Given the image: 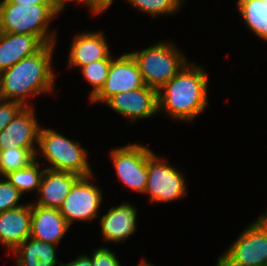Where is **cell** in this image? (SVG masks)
<instances>
[{"mask_svg":"<svg viewBox=\"0 0 267 266\" xmlns=\"http://www.w3.org/2000/svg\"><path fill=\"white\" fill-rule=\"evenodd\" d=\"M55 44H45L35 54L25 57L0 72V99L16 101L24 107L31 96L54 93L55 74L52 56ZM30 96V97H29Z\"/></svg>","mask_w":267,"mask_h":266,"instance_id":"cell-1","label":"cell"},{"mask_svg":"<svg viewBox=\"0 0 267 266\" xmlns=\"http://www.w3.org/2000/svg\"><path fill=\"white\" fill-rule=\"evenodd\" d=\"M208 106V74L194 62L184 67L158 90V112L174 120L190 121Z\"/></svg>","mask_w":267,"mask_h":266,"instance_id":"cell-2","label":"cell"},{"mask_svg":"<svg viewBox=\"0 0 267 266\" xmlns=\"http://www.w3.org/2000/svg\"><path fill=\"white\" fill-rule=\"evenodd\" d=\"M80 144L54 129L43 127L39 132V148L35 158L39 153L42 154L41 156L49 163V167L45 168L48 170L72 172L81 177L93 175L88 163V151Z\"/></svg>","mask_w":267,"mask_h":266,"instance_id":"cell-3","label":"cell"},{"mask_svg":"<svg viewBox=\"0 0 267 266\" xmlns=\"http://www.w3.org/2000/svg\"><path fill=\"white\" fill-rule=\"evenodd\" d=\"M180 51L173 42L161 40L130 54L138 65L144 84L158 91L188 63Z\"/></svg>","mask_w":267,"mask_h":266,"instance_id":"cell-4","label":"cell"},{"mask_svg":"<svg viewBox=\"0 0 267 266\" xmlns=\"http://www.w3.org/2000/svg\"><path fill=\"white\" fill-rule=\"evenodd\" d=\"M56 15L40 4L1 3L0 32L31 34L44 44H56V32H48Z\"/></svg>","mask_w":267,"mask_h":266,"instance_id":"cell-5","label":"cell"},{"mask_svg":"<svg viewBox=\"0 0 267 266\" xmlns=\"http://www.w3.org/2000/svg\"><path fill=\"white\" fill-rule=\"evenodd\" d=\"M216 263L267 266V217L262 214L246 227Z\"/></svg>","mask_w":267,"mask_h":266,"instance_id":"cell-6","label":"cell"},{"mask_svg":"<svg viewBox=\"0 0 267 266\" xmlns=\"http://www.w3.org/2000/svg\"><path fill=\"white\" fill-rule=\"evenodd\" d=\"M186 182L177 168L158 157L154 152L147 156V184L151 203L171 202L187 195Z\"/></svg>","mask_w":267,"mask_h":266,"instance_id":"cell-7","label":"cell"},{"mask_svg":"<svg viewBox=\"0 0 267 266\" xmlns=\"http://www.w3.org/2000/svg\"><path fill=\"white\" fill-rule=\"evenodd\" d=\"M152 152L148 146L129 144L111 150V160L117 176L128 188L144 193L147 184V156Z\"/></svg>","mask_w":267,"mask_h":266,"instance_id":"cell-8","label":"cell"},{"mask_svg":"<svg viewBox=\"0 0 267 266\" xmlns=\"http://www.w3.org/2000/svg\"><path fill=\"white\" fill-rule=\"evenodd\" d=\"M92 177H81L58 209L70 226L74 221L91 222L99 217L103 194L100 186L91 182Z\"/></svg>","mask_w":267,"mask_h":266,"instance_id":"cell-9","label":"cell"},{"mask_svg":"<svg viewBox=\"0 0 267 266\" xmlns=\"http://www.w3.org/2000/svg\"><path fill=\"white\" fill-rule=\"evenodd\" d=\"M142 75L138 65L130 53H124L111 60L106 82L100 91L89 99L91 103L103 102L113 95L139 89L144 86Z\"/></svg>","mask_w":267,"mask_h":266,"instance_id":"cell-10","label":"cell"},{"mask_svg":"<svg viewBox=\"0 0 267 266\" xmlns=\"http://www.w3.org/2000/svg\"><path fill=\"white\" fill-rule=\"evenodd\" d=\"M105 105L117 114L129 118L130 122L149 119L158 113V91L144 85L139 89L113 95Z\"/></svg>","mask_w":267,"mask_h":266,"instance_id":"cell-11","label":"cell"},{"mask_svg":"<svg viewBox=\"0 0 267 266\" xmlns=\"http://www.w3.org/2000/svg\"><path fill=\"white\" fill-rule=\"evenodd\" d=\"M34 112L33 106L23 107L14 119L0 131V150L25 148L36 156L35 144L38 145L41 127Z\"/></svg>","mask_w":267,"mask_h":266,"instance_id":"cell-12","label":"cell"},{"mask_svg":"<svg viewBox=\"0 0 267 266\" xmlns=\"http://www.w3.org/2000/svg\"><path fill=\"white\" fill-rule=\"evenodd\" d=\"M103 33V31H85L75 35L68 56L69 68H81L97 60L114 58Z\"/></svg>","mask_w":267,"mask_h":266,"instance_id":"cell-13","label":"cell"},{"mask_svg":"<svg viewBox=\"0 0 267 266\" xmlns=\"http://www.w3.org/2000/svg\"><path fill=\"white\" fill-rule=\"evenodd\" d=\"M69 228L70 225L57 208L31 203V238L57 245Z\"/></svg>","mask_w":267,"mask_h":266,"instance_id":"cell-14","label":"cell"},{"mask_svg":"<svg viewBox=\"0 0 267 266\" xmlns=\"http://www.w3.org/2000/svg\"><path fill=\"white\" fill-rule=\"evenodd\" d=\"M31 203L0 212V242L8 252L30 238Z\"/></svg>","mask_w":267,"mask_h":266,"instance_id":"cell-15","label":"cell"},{"mask_svg":"<svg viewBox=\"0 0 267 266\" xmlns=\"http://www.w3.org/2000/svg\"><path fill=\"white\" fill-rule=\"evenodd\" d=\"M81 178L72 172L53 171L44 168L39 190L38 202L34 204L45 208H57L71 191L73 185Z\"/></svg>","mask_w":267,"mask_h":266,"instance_id":"cell-16","label":"cell"},{"mask_svg":"<svg viewBox=\"0 0 267 266\" xmlns=\"http://www.w3.org/2000/svg\"><path fill=\"white\" fill-rule=\"evenodd\" d=\"M137 209L130 203L111 207L100 219L103 241H126L136 231Z\"/></svg>","mask_w":267,"mask_h":266,"instance_id":"cell-17","label":"cell"},{"mask_svg":"<svg viewBox=\"0 0 267 266\" xmlns=\"http://www.w3.org/2000/svg\"><path fill=\"white\" fill-rule=\"evenodd\" d=\"M44 45L37 36L31 34L0 32V72L35 54Z\"/></svg>","mask_w":267,"mask_h":266,"instance_id":"cell-18","label":"cell"},{"mask_svg":"<svg viewBox=\"0 0 267 266\" xmlns=\"http://www.w3.org/2000/svg\"><path fill=\"white\" fill-rule=\"evenodd\" d=\"M57 246L30 237L11 254L18 257L16 260L17 266H61L62 262L57 261L55 248Z\"/></svg>","mask_w":267,"mask_h":266,"instance_id":"cell-19","label":"cell"},{"mask_svg":"<svg viewBox=\"0 0 267 266\" xmlns=\"http://www.w3.org/2000/svg\"><path fill=\"white\" fill-rule=\"evenodd\" d=\"M236 5L248 29L267 42V5L263 0H237Z\"/></svg>","mask_w":267,"mask_h":266,"instance_id":"cell-20","label":"cell"},{"mask_svg":"<svg viewBox=\"0 0 267 266\" xmlns=\"http://www.w3.org/2000/svg\"><path fill=\"white\" fill-rule=\"evenodd\" d=\"M37 159L38 158H35V160L27 167L5 175L7 180L18 189L21 194H24L25 192H34L33 190L37 193L39 190L40 180L44 169H40L42 164H40Z\"/></svg>","mask_w":267,"mask_h":266,"instance_id":"cell-21","label":"cell"},{"mask_svg":"<svg viewBox=\"0 0 267 266\" xmlns=\"http://www.w3.org/2000/svg\"><path fill=\"white\" fill-rule=\"evenodd\" d=\"M35 160V155L25 148L0 150V171L3 175L27 167Z\"/></svg>","mask_w":267,"mask_h":266,"instance_id":"cell-22","label":"cell"},{"mask_svg":"<svg viewBox=\"0 0 267 266\" xmlns=\"http://www.w3.org/2000/svg\"><path fill=\"white\" fill-rule=\"evenodd\" d=\"M112 59H102L91 62L80 68L82 75L92 86L90 99H92L103 87L108 76L110 64Z\"/></svg>","mask_w":267,"mask_h":266,"instance_id":"cell-23","label":"cell"},{"mask_svg":"<svg viewBox=\"0 0 267 266\" xmlns=\"http://www.w3.org/2000/svg\"><path fill=\"white\" fill-rule=\"evenodd\" d=\"M131 6L156 17L175 14L182 7L183 0H127Z\"/></svg>","mask_w":267,"mask_h":266,"instance_id":"cell-24","label":"cell"},{"mask_svg":"<svg viewBox=\"0 0 267 266\" xmlns=\"http://www.w3.org/2000/svg\"><path fill=\"white\" fill-rule=\"evenodd\" d=\"M23 195L16 189L4 176L0 179V212L15 209L22 206L19 205Z\"/></svg>","mask_w":267,"mask_h":266,"instance_id":"cell-25","label":"cell"},{"mask_svg":"<svg viewBox=\"0 0 267 266\" xmlns=\"http://www.w3.org/2000/svg\"><path fill=\"white\" fill-rule=\"evenodd\" d=\"M92 266H121L115 252L109 250L108 247L101 246L91 255Z\"/></svg>","mask_w":267,"mask_h":266,"instance_id":"cell-26","label":"cell"},{"mask_svg":"<svg viewBox=\"0 0 267 266\" xmlns=\"http://www.w3.org/2000/svg\"><path fill=\"white\" fill-rule=\"evenodd\" d=\"M23 107L19 102L0 99V131L14 119Z\"/></svg>","mask_w":267,"mask_h":266,"instance_id":"cell-27","label":"cell"},{"mask_svg":"<svg viewBox=\"0 0 267 266\" xmlns=\"http://www.w3.org/2000/svg\"><path fill=\"white\" fill-rule=\"evenodd\" d=\"M69 2H74L80 5L83 4L85 6L87 5L93 15L103 13L104 10L109 8L113 3L111 0H58L61 12Z\"/></svg>","mask_w":267,"mask_h":266,"instance_id":"cell-28","label":"cell"},{"mask_svg":"<svg viewBox=\"0 0 267 266\" xmlns=\"http://www.w3.org/2000/svg\"><path fill=\"white\" fill-rule=\"evenodd\" d=\"M1 3L40 4L47 6L56 16L61 13L58 0H2Z\"/></svg>","mask_w":267,"mask_h":266,"instance_id":"cell-29","label":"cell"},{"mask_svg":"<svg viewBox=\"0 0 267 266\" xmlns=\"http://www.w3.org/2000/svg\"><path fill=\"white\" fill-rule=\"evenodd\" d=\"M61 266H92L91 256L89 255H79L77 258L68 263H61Z\"/></svg>","mask_w":267,"mask_h":266,"instance_id":"cell-30","label":"cell"},{"mask_svg":"<svg viewBox=\"0 0 267 266\" xmlns=\"http://www.w3.org/2000/svg\"><path fill=\"white\" fill-rule=\"evenodd\" d=\"M138 266H153L149 262L146 261V259L141 260V262L138 264Z\"/></svg>","mask_w":267,"mask_h":266,"instance_id":"cell-31","label":"cell"},{"mask_svg":"<svg viewBox=\"0 0 267 266\" xmlns=\"http://www.w3.org/2000/svg\"><path fill=\"white\" fill-rule=\"evenodd\" d=\"M216 266H244V265H235V264H216Z\"/></svg>","mask_w":267,"mask_h":266,"instance_id":"cell-32","label":"cell"}]
</instances>
